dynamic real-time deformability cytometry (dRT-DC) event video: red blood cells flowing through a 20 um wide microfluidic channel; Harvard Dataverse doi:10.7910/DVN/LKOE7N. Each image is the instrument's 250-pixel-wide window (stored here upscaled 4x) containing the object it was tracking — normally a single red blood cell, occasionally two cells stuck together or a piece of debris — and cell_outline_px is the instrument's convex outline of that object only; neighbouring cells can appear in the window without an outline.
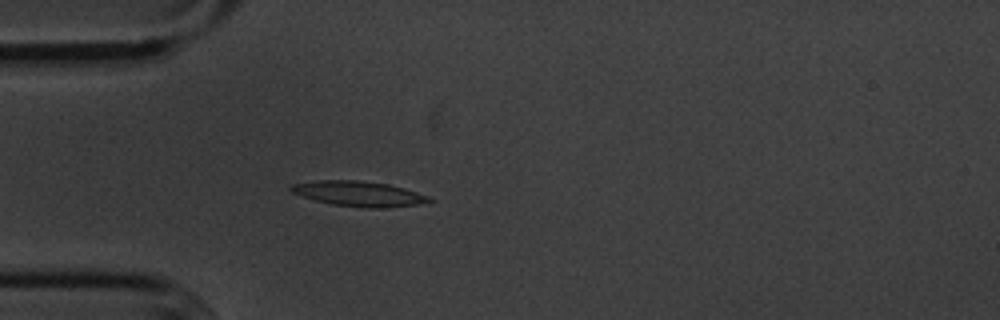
{"species": "common noctule bat (a hibernating species)", "species_latin": "Nyctalus noctula", "temperature_condition": "cold", "stored_images_in_passage": 41, "camera_frame_rate_fps": 3000, "um_per_image_px": 0.085, "animal": {"sex": "male", "body_mass_g": 20.1, "forearm_length_mm": 53.5}, "frame": {"image": 1, "passage_image": 1, "time_ms": 0.0, "image_size_px": [1000, 320], "cell_outline_px": [[436, 200], [416, 204], [384, 208], [364, 208], [332, 204], [316, 200], [292, 192], [288, 188], [292, 184], [320, 180], [356, 180], [388, 184], [404, 188], [428, 196]], "centroid_in_image_um": [30.51, 16.47], "position_along_channel_um": 54.5, "area_um2": 20.0}}
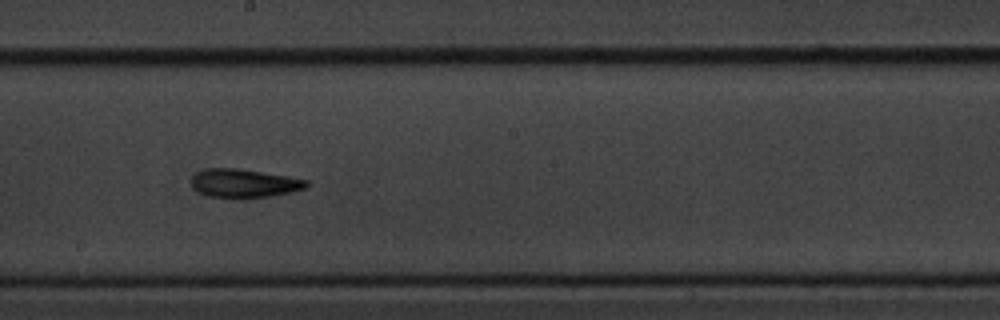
{"frame": {"image": 2, "passage_image": 16, "time_ms": 5.0, "image_size_px": [1000, 320], "cell_outline_px": [[308, 184], [304, 188], [292, 192], [272, 196], [248, 200], [236, 200], [208, 196], [192, 188], [192, 176], [196, 172], [204, 168], [236, 168], [288, 176], [308, 180]], "centroid_in_image_um": [20.72, 15.61], "position_along_channel_um": 227.5, "area_um2": 19.77}}
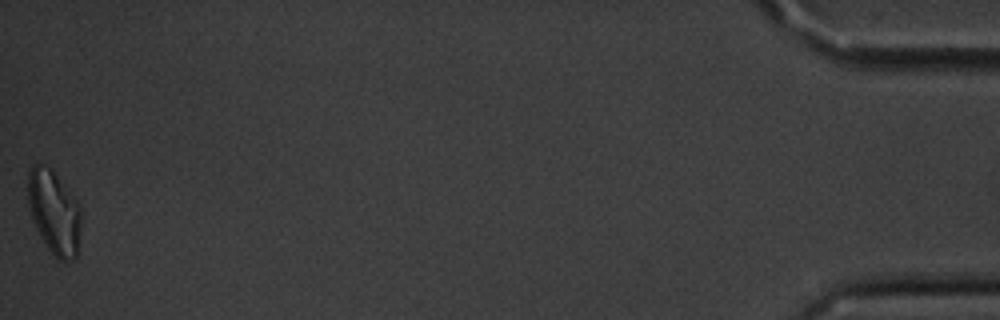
{"frame": {"image": 3, "passage_image": 41, "time_ms": 13.333, "image_size_px": [1000, 320], "cell_outline_px": [[80, 224], [76, 256], [72, 260], [60, 260], [48, 248], [40, 236], [32, 220], [28, 208], [28, 172], [32, 164], [44, 164], [52, 168], [80, 204]], "centroid_in_image_um": [4.58, 17.97], "position_along_channel_um": 430.6, "area_um2": 26.01}, "authors_computed_cell_mechanics": {"area_um2": 18.9584, "velocity_mm_per_s": 3.5784, "shape_relaxation_time_tau1_ms": 4.3303, "shape_relaxation_time_tau2_ms": 3.6008, "deformation_change_tau1": 0.1549, "deformation_change_tau2": 0.1242}}